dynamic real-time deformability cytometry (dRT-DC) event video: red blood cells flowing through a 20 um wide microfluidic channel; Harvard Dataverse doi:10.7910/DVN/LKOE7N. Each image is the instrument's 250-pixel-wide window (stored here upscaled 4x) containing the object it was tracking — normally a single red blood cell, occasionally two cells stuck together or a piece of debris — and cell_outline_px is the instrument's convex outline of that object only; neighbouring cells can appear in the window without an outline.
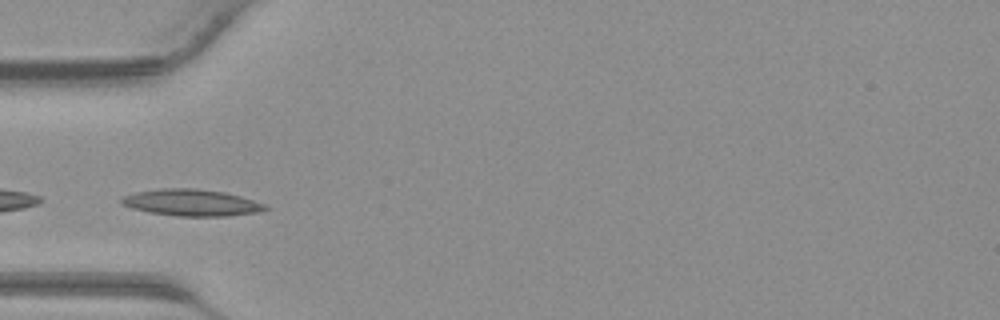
{"species": "common noctule bat (a hibernating species)", "species_latin": "Nyctalus noctula", "temperature_condition": "warm", "stored_images_in_passage": 28, "camera_frame_rate_fps": 3000, "um_per_image_px": 0.085, "animal": {"sex": "male", "body_mass_g": 23.1, "forearm_length_mm": 52.7}, "frame": {"image": 1, "passage_image": 8, "time_ms": 2.333, "image_size_px": [1000, 320], "cell_outline_px": [[268, 208], [256, 212], [228, 216], [176, 216], [148, 212], [132, 208], [120, 204], [120, 200], [124, 196], [136, 192], [160, 188], [196, 188], [224, 192], [240, 196], [264, 204]], "centroid_in_image_um": [16.22, 17.22], "position_along_channel_um": 68.8, "area_um2": 22.2}}
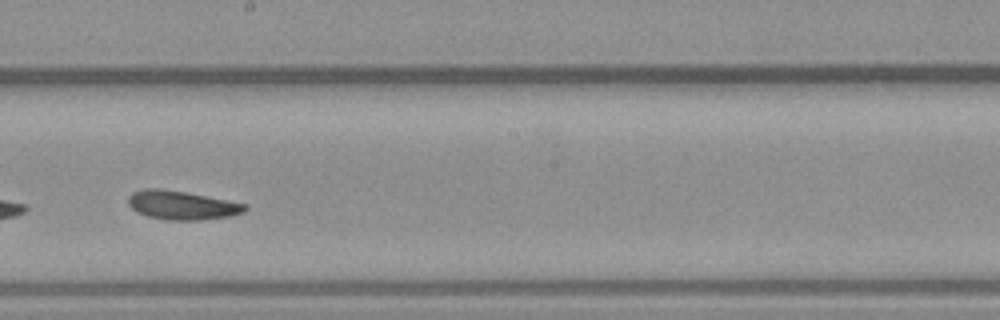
{"frame": {"image": 2, "passage_image": 18, "time_ms": 5.667, "image_size_px": [1000, 320], "cell_outline_px": [[248, 208], [244, 212], [232, 216], [200, 220], [168, 220], [148, 216], [136, 212], [128, 204], [128, 196], [132, 192], [148, 188], [160, 188], [184, 192], [228, 200], [248, 204]], "centroid_in_image_um": [15.48, 17.44], "position_along_channel_um": 232.7, "area_um2": 19.65}}
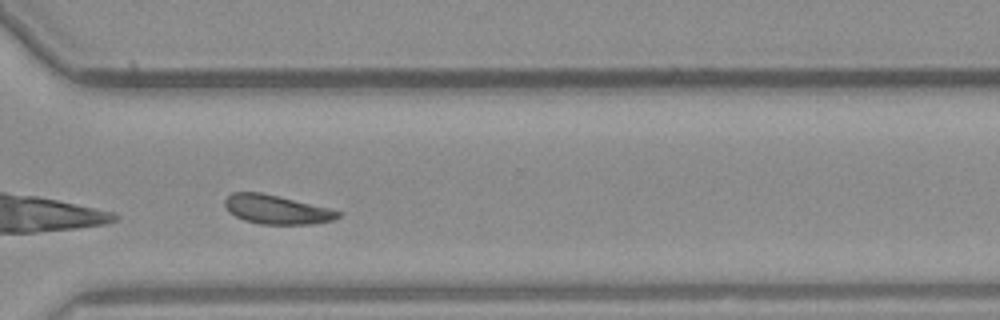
{"frame": {"image": 3, "passage_image": 25, "time_ms": 8.0, "image_size_px": [1000, 320], "cell_outline_px": [[344, 212], [340, 216], [332, 220], [312, 224], [260, 224], [244, 220], [228, 212], [224, 204], [224, 200], [232, 192], [260, 192], [332, 208]], "centroid_in_image_um": [23.53, 17.81], "position_along_channel_um": 347.1, "area_um2": 19.25}}